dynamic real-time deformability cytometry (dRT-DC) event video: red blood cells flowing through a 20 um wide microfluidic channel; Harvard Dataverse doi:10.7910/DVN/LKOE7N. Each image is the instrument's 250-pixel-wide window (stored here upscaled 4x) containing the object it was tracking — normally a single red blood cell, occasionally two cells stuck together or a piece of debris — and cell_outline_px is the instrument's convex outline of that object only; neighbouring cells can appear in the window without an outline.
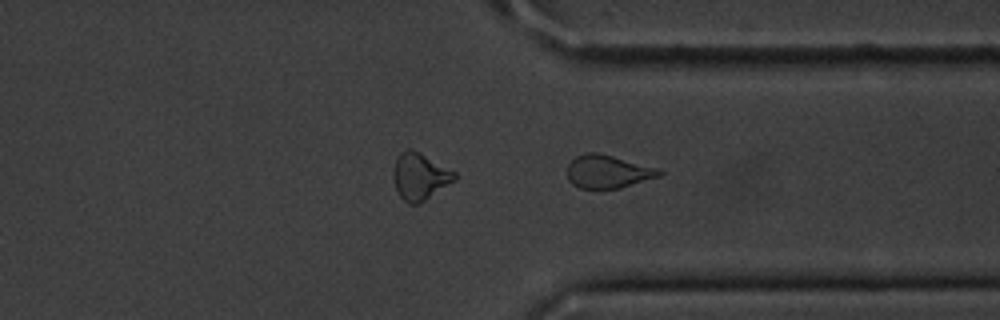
{"species": "common noctule bat (a hibernating species)", "species_latin": "Nyctalus noctula", "temperature_condition": "cold", "stored_images_in_passage": 41, "camera_frame_rate_fps": 3000, "um_per_image_px": 0.085, "animal": {"sex": "male", "body_mass_g": 20.1, "forearm_length_mm": 53.5}, "frame": {"image": 1, "passage_image": 41, "time_ms": 13.333, "image_size_px": [1000, 320], "cell_outline_px": [[664, 172], [660, 176], [620, 188], [580, 188], [572, 184], [568, 180], [568, 164], [576, 156], [584, 152], [596, 152], [660, 168]], "centroid_in_image_um": [51.68, 14.58], "position_along_channel_um": 359.7, "area_um2": 17.74}}